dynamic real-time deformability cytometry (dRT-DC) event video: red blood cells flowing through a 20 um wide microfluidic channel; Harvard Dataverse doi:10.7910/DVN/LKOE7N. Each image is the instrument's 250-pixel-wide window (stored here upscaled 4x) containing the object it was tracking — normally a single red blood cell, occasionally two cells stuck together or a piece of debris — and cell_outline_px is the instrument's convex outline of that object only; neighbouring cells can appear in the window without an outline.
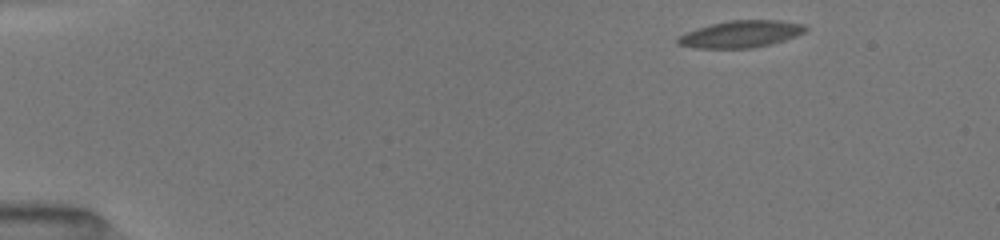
{"species": "common noctule bat (a hibernating species)", "species_latin": "Nyctalus noctula", "temperature_condition": "room temperature", "stored_images_in_passage": 47, "camera_frame_rate_fps": 3000, "um_per_image_px": 0.085, "animal": {"sex": "female", "body_mass_g": 19.5, "forearm_length_mm": 54.1}, "frame": {"image": 1, "passage_image": 1, "time_ms": 0.0, "image_size_px": [1000, 240], "cell_outline_px": [[808, 28], [804, 32], [784, 40], [752, 48], [696, 48], [676, 44], [676, 36], [712, 24], [732, 20], [776, 20], [804, 24]], "centroid_in_image_um": [62.95, 2.9], "position_along_channel_um": 22.1, "area_um2": 19.77}}
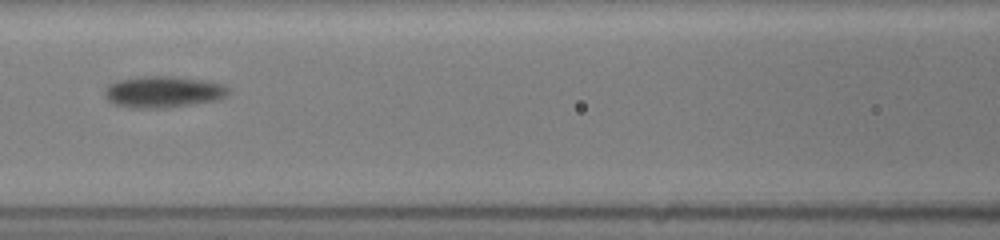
{"frame": {"image": 2, "passage_image": 19, "time_ms": 6.0, "image_size_px": [1000, 240], "cell_outline_px": [[228, 92], [224, 96], [216, 100], [164, 108], [128, 108], [112, 104], [104, 96], [104, 92], [108, 84], [116, 80], [140, 76], [176, 76], [204, 80], [220, 84], [228, 88]], "centroid_in_image_um": [13.77, 7.8], "position_along_channel_um": 152.8, "area_um2": 22.77}}
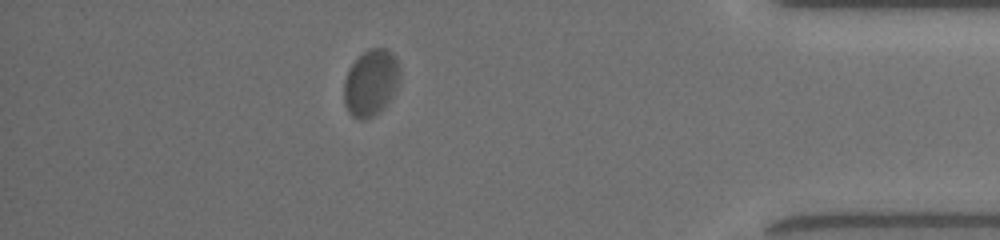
{"frame": {"image": 3, "passage_image": 41, "time_ms": 13.333, "image_size_px": [1000, 240], "cell_outline_px": [[400, 80], [392, 96], [384, 108], [372, 116], [364, 120], [360, 120], [352, 116], [348, 112], [344, 100], [344, 80], [352, 64], [368, 48], [384, 48], [392, 52], [396, 56], [400, 72]], "centroid_in_image_um": [31.54, 7.03], "position_along_channel_um": 403.7, "area_um2": 21.68}, "authors_computed_cell_mechanics": {"area_um2": 21.097, "velocity_mm_per_s": 3.9013, "shape_relaxation_time_tau1_ms": 1.1807, "shape_relaxation_time_tau2_ms": null, "deformation_change_tau1": 0.0895, "deformation_change_tau2": null}}